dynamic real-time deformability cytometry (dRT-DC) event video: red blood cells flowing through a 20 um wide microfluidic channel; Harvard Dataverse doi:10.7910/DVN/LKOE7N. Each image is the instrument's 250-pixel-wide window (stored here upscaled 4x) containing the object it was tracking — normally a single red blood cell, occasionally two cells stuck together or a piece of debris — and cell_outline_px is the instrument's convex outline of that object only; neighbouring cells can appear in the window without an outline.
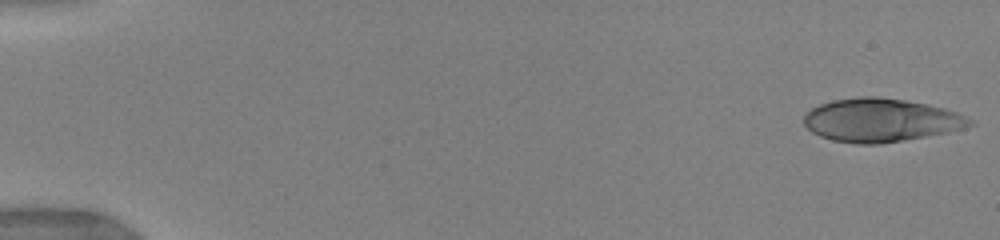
{"species": "human", "species_latin": "Homo sapiens", "temperature_condition": "warm", "stored_images_in_passage": 46, "camera_frame_rate_fps": 3000, "um_per_image_px": 0.085, "donor": {"sex": "female"}, "frame": {"image": 1, "passage_image": 1, "time_ms": 0.0, "image_size_px": [1000, 240], "cell_outline_px": [[976, 124], [964, 128], [948, 132], [904, 140], [880, 144], [856, 144], [832, 140], [820, 136], [812, 132], [804, 124], [804, 116], [812, 108], [820, 104], [832, 100], [860, 96], [876, 96], [904, 100], [928, 104], [944, 108], [956, 112], [976, 120]], "centroid_in_image_um": [74.9, 10.21], "position_along_channel_um": 10.1, "area_um2": 42.08}}
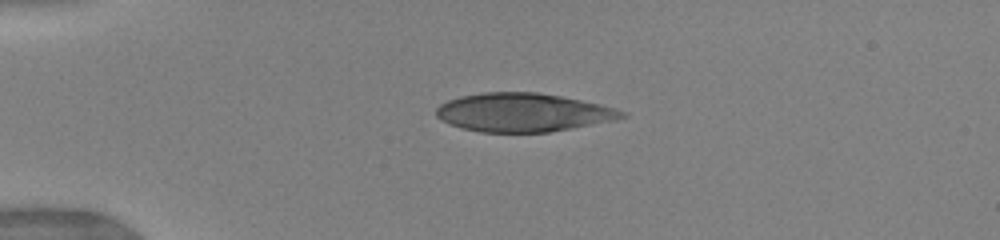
{"frame": {"image": 2, "passage_image": 11, "time_ms": 3.667, "image_size_px": [1000, 240], "cell_outline_px": [[628, 116], [616, 120], [572, 128], [548, 132], [480, 132], [460, 128], [436, 116], [436, 108], [440, 104], [448, 100], [460, 96], [484, 92], [536, 92], [560, 96], [600, 104], [616, 108], [628, 112]], "centroid_in_image_um": [44.49, 9.56], "position_along_channel_um": 40.5, "area_um2": 41.67}}
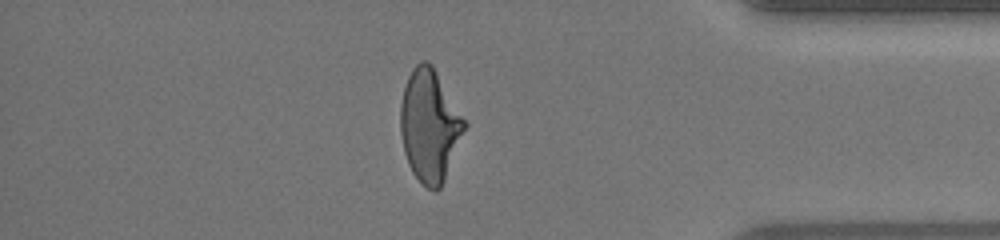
{"frame": {"image": 3, "passage_image": 39, "time_ms": 14.0, "image_size_px": [1000, 240], "cell_outline_px": [[468, 124], [444, 180], [440, 188], [436, 192], [428, 188], [412, 172], [408, 164], [404, 152], [400, 132], [400, 104], [404, 88], [408, 76], [412, 68], [420, 60], [428, 60], [432, 64]], "centroid_in_image_um": [36.51, 10.65], "position_along_channel_um": 398.7, "area_um2": 41.85}, "authors_computed_cell_mechanics": {"area_um2": 42.1073, "velocity_mm_per_s": 4.058, "shape_relaxation_time_tau1_ms": 6.3472, "shape_relaxation_time_tau2_ms": 0.6299, "deformation_change_tau1": 0.2504, "deformation_change_tau2": 0.101}}